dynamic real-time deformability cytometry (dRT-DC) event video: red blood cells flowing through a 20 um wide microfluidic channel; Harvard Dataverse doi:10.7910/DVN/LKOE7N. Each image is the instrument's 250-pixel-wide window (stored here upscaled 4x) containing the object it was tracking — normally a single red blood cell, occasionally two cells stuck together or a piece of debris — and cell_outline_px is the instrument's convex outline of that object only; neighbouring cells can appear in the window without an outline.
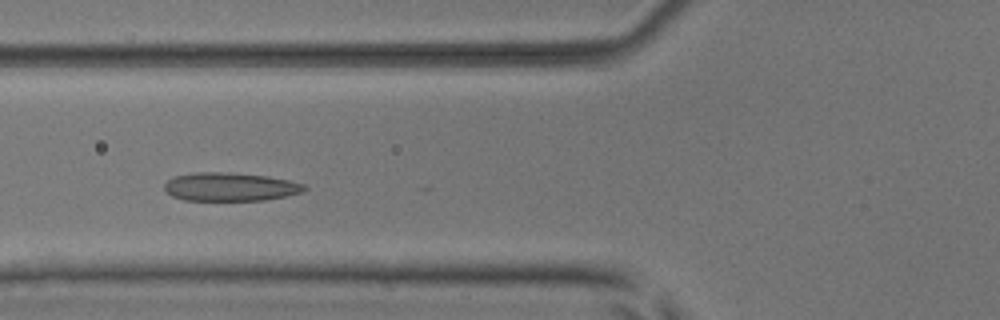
{"species": "common noctule bat (a hibernating species)", "species_latin": "Nyctalus noctula", "temperature_condition": "room temperature", "stored_images_in_passage": 22, "camera_frame_rate_fps": 3000, "um_per_image_px": 0.085, "animal": {"sex": "male", "body_mass_g": 17.9, "forearm_length_mm": 54.2}, "frame": {"image": 1, "passage_image": 15, "time_ms": 4.667, "image_size_px": [1000, 320], "cell_outline_px": [[308, 188], [300, 192], [284, 196], [264, 200], [184, 200], [172, 196], [164, 188], [164, 184], [168, 180], [176, 176], [196, 172], [220, 172], [268, 176], [288, 180], [304, 184]], "centroid_in_image_um": [19.55, 15.88], "position_along_channel_um": 106.3, "area_um2": 22.89}}
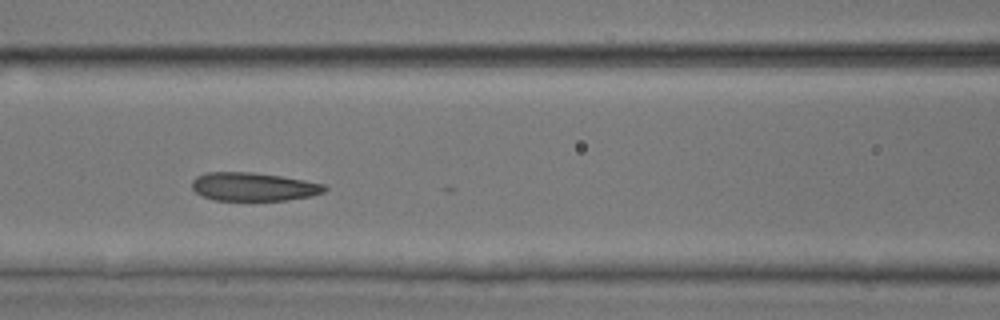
{"frame": {"image": 2, "passage_image": 18, "time_ms": 5.667, "image_size_px": [1000, 320], "cell_outline_px": [[328, 188], [324, 192], [312, 196], [288, 200], [216, 200], [204, 196], [196, 192], [192, 188], [192, 180], [196, 176], [208, 172], [252, 172], [280, 176], [304, 180], [324, 184]], "centroid_in_image_um": [21.56, 15.87], "position_along_channel_um": 145.0, "area_um2": 21.91}}
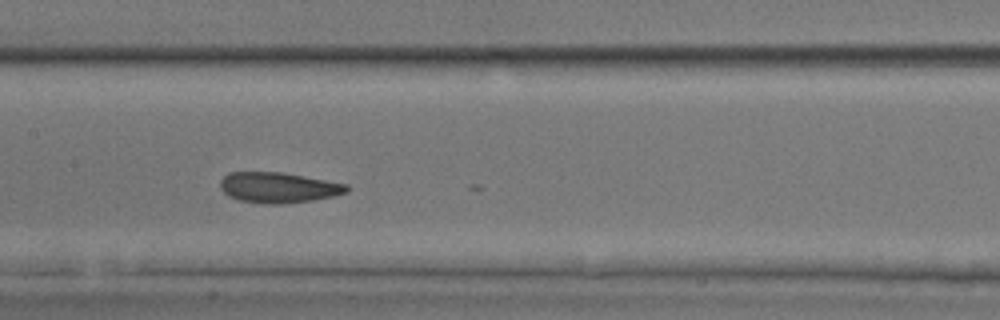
{"frame": {"image": 3, "passage_image": 21, "time_ms": 6.667, "image_size_px": [1000, 320], "cell_outline_px": [[348, 192], [336, 196], [312, 200], [280, 204], [268, 204], [240, 200], [228, 196], [220, 188], [220, 180], [228, 172], [280, 172], [348, 184]], "centroid_in_image_um": [23.66, 15.94], "position_along_channel_um": 183.7, "area_um2": 22.43}}